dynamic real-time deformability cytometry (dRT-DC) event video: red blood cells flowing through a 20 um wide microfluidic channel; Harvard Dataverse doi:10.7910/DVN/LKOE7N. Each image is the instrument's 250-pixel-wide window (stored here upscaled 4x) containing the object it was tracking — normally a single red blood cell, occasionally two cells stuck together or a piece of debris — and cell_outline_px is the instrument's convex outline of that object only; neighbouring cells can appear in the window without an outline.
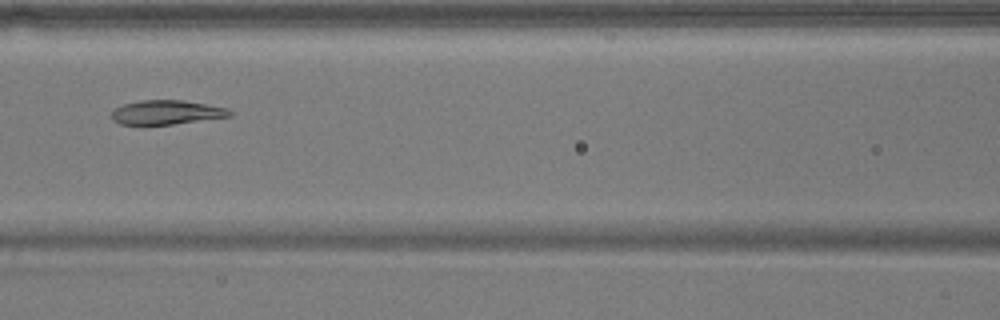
{"species": "common noctule bat (a hibernating species)", "species_latin": "Nyctalus noctula", "temperature_condition": "warm", "stored_images_in_passage": 3, "camera_frame_rate_fps": 3000, "um_per_image_px": 0.085, "animal": {"sex": "male", "body_mass_g": 17.9}, "frame": {"image": 1, "passage_image": 3, "time_ms": 2.333, "image_size_px": [1000, 320], "cell_outline_px": [[232, 116], [172, 124], [120, 124], [112, 120], [112, 112], [116, 108], [124, 104], [140, 100], [184, 100], [228, 108], [232, 112]], "centroid_in_image_um": [14.17, 9.54], "position_along_channel_um": 152.4, "area_um2": 16.53}}